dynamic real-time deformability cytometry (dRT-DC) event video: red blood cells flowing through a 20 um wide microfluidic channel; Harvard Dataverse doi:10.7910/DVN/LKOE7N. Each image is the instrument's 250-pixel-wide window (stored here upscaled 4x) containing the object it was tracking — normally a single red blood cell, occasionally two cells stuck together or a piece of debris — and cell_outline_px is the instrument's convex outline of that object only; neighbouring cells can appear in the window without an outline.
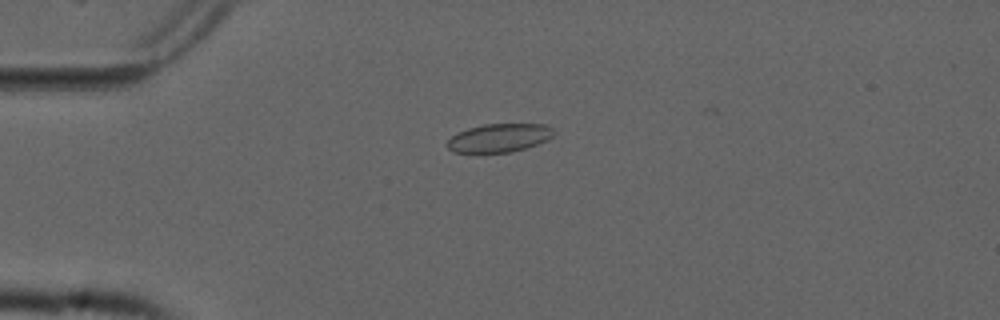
{"species": "common noctule bat (a hibernating species)", "species_latin": "Nyctalus noctula", "temperature_condition": "cold", "stored_images_in_passage": 42, "camera_frame_rate_fps": 3000, "um_per_image_px": 0.085, "animal": {"sex": "male", "forearm_length_mm": 52.5}, "frame": {"image": 1, "passage_image": 8, "time_ms": 2.333, "image_size_px": [1000, 320], "cell_outline_px": [[556, 132], [552, 136], [536, 144], [512, 152], [452, 152], [444, 144], [452, 136], [468, 128], [484, 124], [544, 124], [552, 128]], "centroid_in_image_um": [42.4, 11.71], "position_along_channel_um": 42.6, "area_um2": 17.46}}
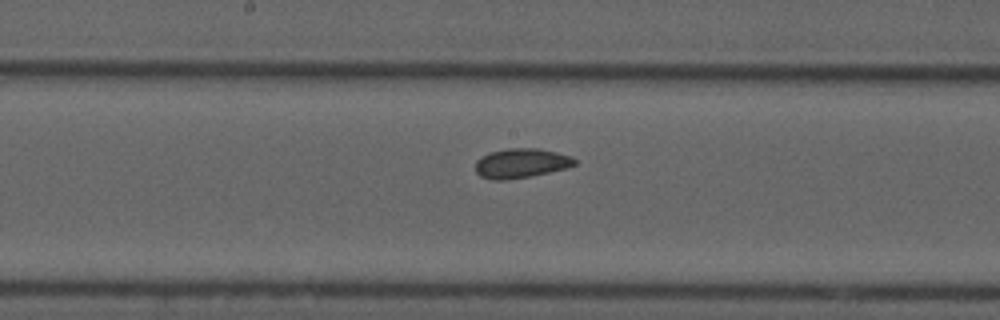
{"frame": {"image": 2, "passage_image": 23, "time_ms": 7.333, "image_size_px": [1000, 320], "cell_outline_px": [[576, 164], [568, 168], [532, 176], [508, 180], [492, 180], [480, 176], [476, 172], [476, 160], [480, 156], [488, 152], [508, 148], [536, 148], [556, 152], [572, 156], [576, 160]], "centroid_in_image_um": [44.28, 13.88], "position_along_channel_um": 203.9, "area_um2": 17.34}}
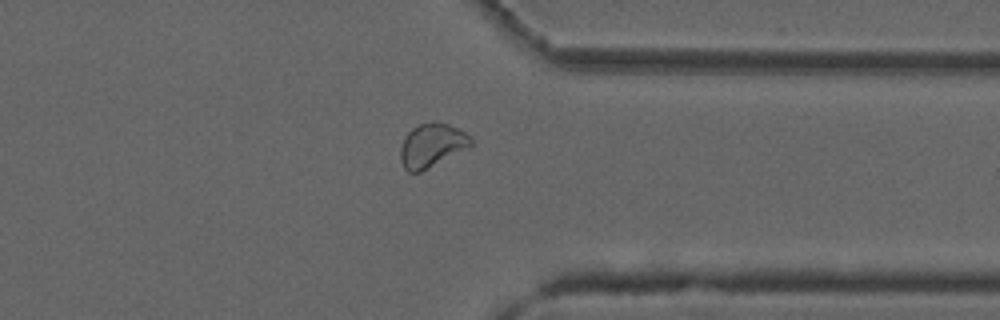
{"frame": {"image": 3, "passage_image": 37, "time_ms": 12.0, "image_size_px": [1000, 320], "cell_outline_px": [[472, 144], [468, 148], [420, 172], [408, 172], [404, 168], [400, 160], [400, 148], [404, 136], [412, 128], [420, 124], [436, 120], [448, 124], [464, 132], [472, 140]], "centroid_in_image_um": [36.67, 12.35], "position_along_channel_um": 374.7, "area_um2": 17.92}, "authors_computed_cell_mechanics": {"area_um2": 17.3978, "velocity_mm_per_s": 3.7311, "shape_relaxation_time_tau1_ms": null, "shape_relaxation_time_tau2_ms": 1.4216, "deformation_change_tau1": null, "deformation_change_tau2": 0.0571}}